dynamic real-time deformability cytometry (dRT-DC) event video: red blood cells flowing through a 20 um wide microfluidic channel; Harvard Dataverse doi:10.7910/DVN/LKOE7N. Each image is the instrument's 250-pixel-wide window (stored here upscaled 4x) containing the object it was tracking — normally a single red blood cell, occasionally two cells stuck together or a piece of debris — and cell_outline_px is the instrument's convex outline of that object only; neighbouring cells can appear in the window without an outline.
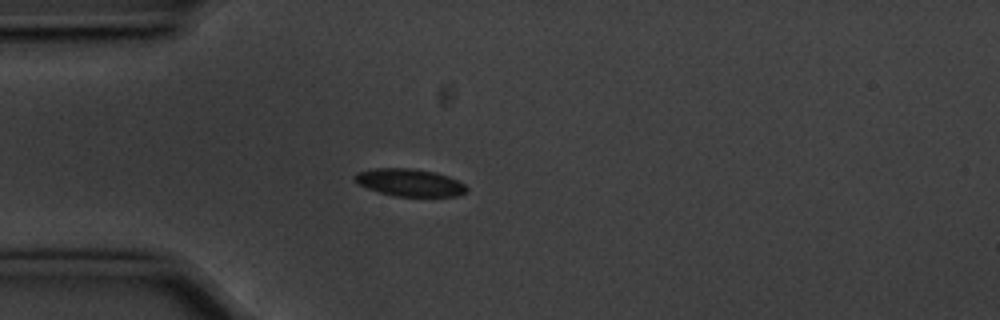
{"species": "common noctule bat (a hibernating species)", "species_latin": "Nyctalus noctula", "temperature_condition": "cold", "stored_images_in_passage": 42, "camera_frame_rate_fps": 3000, "um_per_image_px": 0.085, "animal": {"sex": "male", "body_mass_g": 20.1, "forearm_length_mm": 53.5}, "frame": {"image": 1, "passage_image": 1, "time_ms": 0.0, "image_size_px": [1000, 320], "cell_outline_px": [[468, 192], [456, 196], [392, 196], [368, 188], [360, 184], [352, 176], [356, 172], [376, 168], [412, 168], [436, 172], [448, 176], [464, 184], [468, 188]], "centroid_in_image_um": [34.84, 15.51], "position_along_channel_um": 50.2, "area_um2": 17.86}}
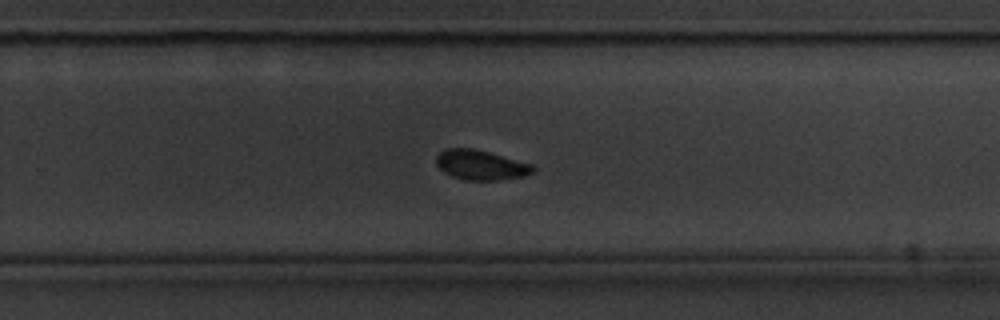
{"frame": {"image": 2, "passage_image": 22, "time_ms": 7.0, "image_size_px": [1000, 320], "cell_outline_px": [[536, 172], [524, 176], [500, 180], [464, 180], [452, 176], [444, 172], [436, 164], [436, 156], [440, 152], [448, 148], [472, 148], [488, 152], [532, 164], [536, 168]], "centroid_in_image_um": [40.89, 14.03], "position_along_channel_um": 288.9, "area_um2": 16.82}}
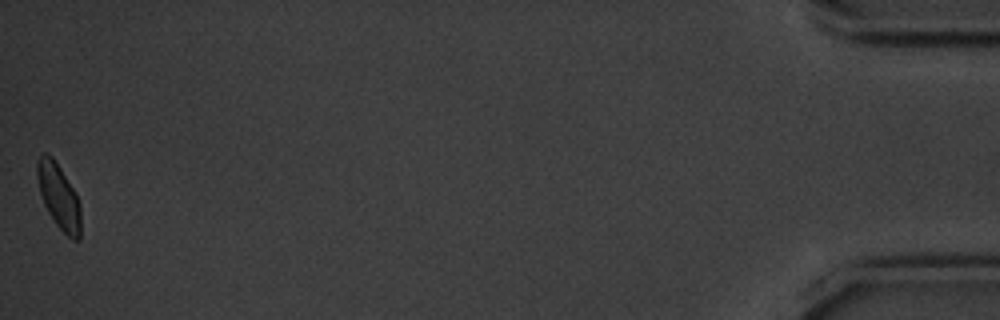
{"frame": {"image": 3, "passage_image": 42, "time_ms": 13.667, "image_size_px": [1000, 320], "cell_outline_px": [[80, 240], [72, 240], [56, 224], [48, 212], [44, 204], [40, 192], [36, 176], [36, 164], [40, 156], [44, 152], [48, 152], [52, 156], [76, 192], [80, 204]], "centroid_in_image_um": [4.99, 16.67], "position_along_channel_um": 430.2, "area_um2": 16.53}, "authors_computed_cell_mechanics": {"area_um2": 17.34, "velocity_mm_per_s": 3.5529, "shape_relaxation_time_tau1_ms": 3.4436, "shape_relaxation_time_tau2_ms": null, "deformation_change_tau1": 0.0676, "deformation_change_tau2": null}}